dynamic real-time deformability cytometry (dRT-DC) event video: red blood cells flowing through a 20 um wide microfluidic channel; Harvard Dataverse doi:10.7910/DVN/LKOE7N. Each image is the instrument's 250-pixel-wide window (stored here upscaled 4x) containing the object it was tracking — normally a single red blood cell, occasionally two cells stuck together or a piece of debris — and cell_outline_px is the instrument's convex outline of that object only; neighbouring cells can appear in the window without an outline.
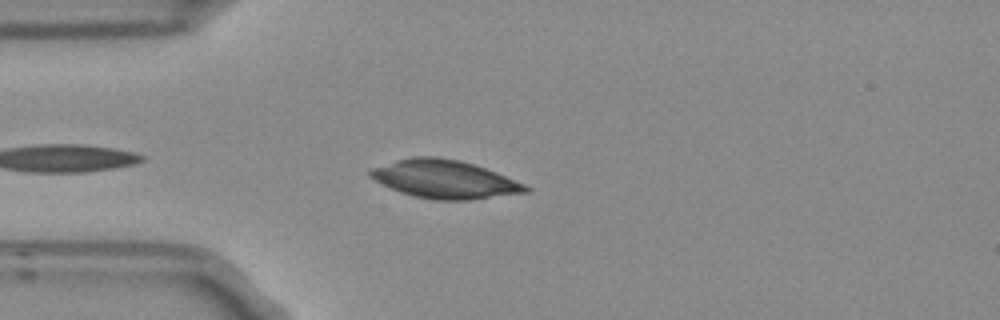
{"species": "Egyptian fruit bat (a non-hibernating species)", "species_latin": "Rousettus aegyptiacus", "temperature_condition": "room temperature", "stored_images_in_passage": 2, "camera_frame_rate_fps": 3000, "um_per_image_px": 0.085, "frame": {"image": 1, "passage_image": 2, "time_ms": 0.333, "image_size_px": [1000, 320], "cell_outline_px": [[532, 192], [468, 200], [432, 200], [412, 196], [400, 192], [368, 176], [368, 168], [396, 160], [412, 156], [436, 156], [460, 160], [496, 172], [524, 184], [532, 188]], "centroid_in_image_um": [37.78, 15.23], "position_along_channel_um": 47.2, "area_um2": 34.8}}